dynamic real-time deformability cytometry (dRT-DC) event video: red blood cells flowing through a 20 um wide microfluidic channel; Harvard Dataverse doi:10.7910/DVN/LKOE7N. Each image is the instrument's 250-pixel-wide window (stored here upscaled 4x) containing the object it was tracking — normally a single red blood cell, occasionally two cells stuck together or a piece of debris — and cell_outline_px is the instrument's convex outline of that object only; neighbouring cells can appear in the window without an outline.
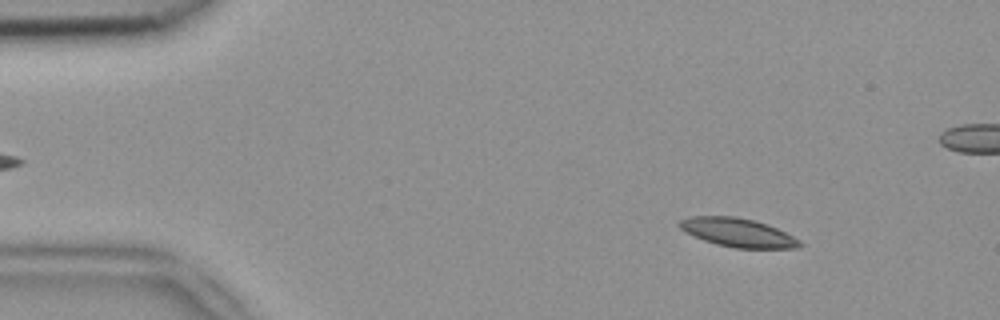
{"species": "common noctule bat (a hibernating species)", "species_latin": "Nyctalus noctula", "temperature_condition": "room temperature", "stored_images_in_passage": 52, "camera_frame_rate_fps": 3000, "um_per_image_px": 0.085, "animal": {"sex": "female", "body_mass_g": 18.4}, "frame": {"image": 1, "passage_image": 6, "time_ms": 1.667, "image_size_px": [1000, 320], "cell_outline_px": [[804, 244], [800, 248], [736, 248], [716, 244], [704, 240], [680, 228], [676, 224], [680, 220], [688, 216], [736, 216], [768, 224], [800, 240]], "centroid_in_image_um": [62.73, 19.76], "position_along_channel_um": 22.3, "area_um2": 20.0}}
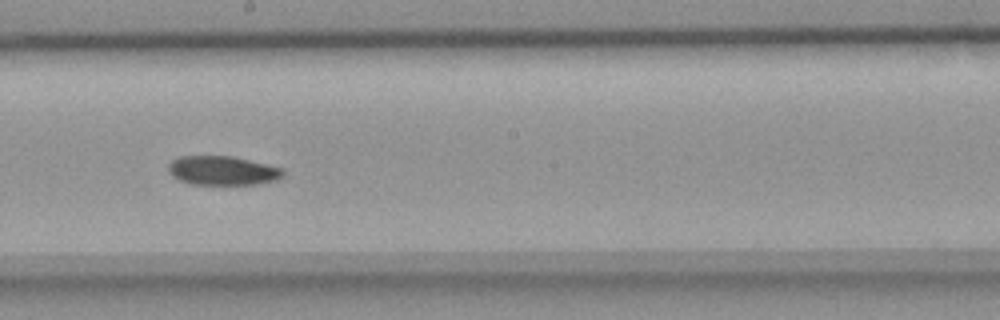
{"frame": {"image": 2, "passage_image": 28, "time_ms": 9.0, "image_size_px": [1000, 320], "cell_outline_px": [[284, 176], [276, 180], [256, 184], [192, 184], [180, 180], [172, 176], [168, 172], [168, 164], [172, 160], [180, 156], [232, 156], [284, 168]], "centroid_in_image_um": [18.92, 14.49], "position_along_channel_um": 229.3, "area_um2": 19.48}}
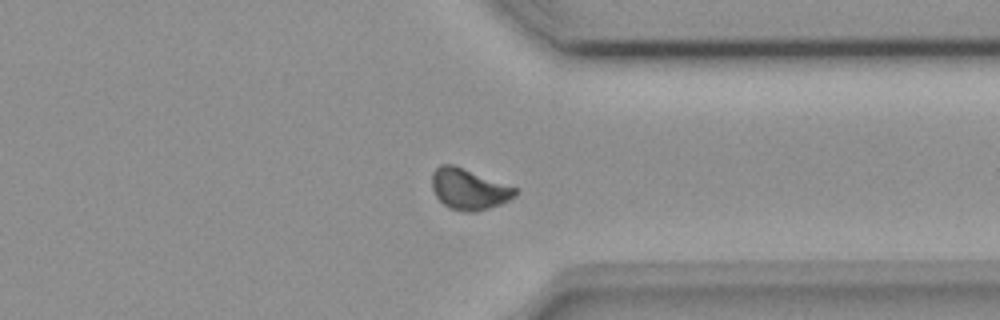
{"frame": {"image": 3, "passage_image": 39, "time_ms": 12.667, "image_size_px": [1000, 320], "cell_outline_px": [[520, 192], [516, 196], [500, 204], [476, 212], [464, 212], [448, 208], [436, 196], [432, 188], [432, 172], [440, 164], [452, 164], [516, 188]], "centroid_in_image_um": [39.84, 16.09], "position_along_channel_um": 371.6, "area_um2": 19.71}, "authors_computed_cell_mechanics": {"area_um2": 19.7965, "velocity_mm_per_s": 3.9123, "shape_relaxation_time_tau1_ms": 9.1022, "shape_relaxation_time_tau2_ms": null, "deformation_change_tau1": 0.1296, "deformation_change_tau2": null}}